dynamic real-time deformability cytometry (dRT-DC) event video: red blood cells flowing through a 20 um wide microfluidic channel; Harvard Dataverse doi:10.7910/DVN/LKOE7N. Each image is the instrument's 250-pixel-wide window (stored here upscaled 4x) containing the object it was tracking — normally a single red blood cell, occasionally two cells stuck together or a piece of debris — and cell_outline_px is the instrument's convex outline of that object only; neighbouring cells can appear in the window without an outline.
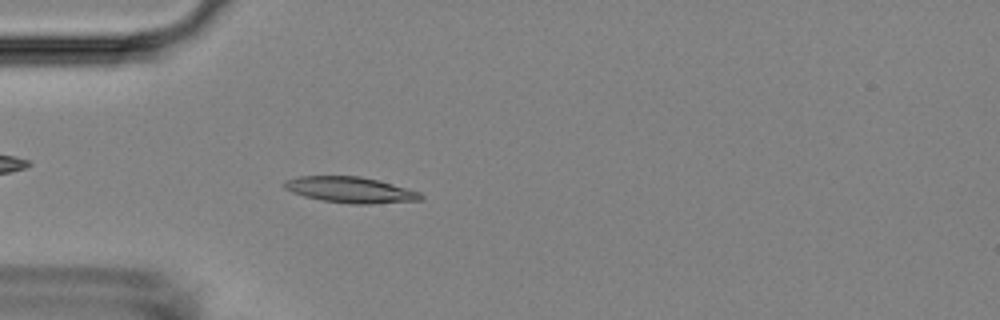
{"species": "Egyptian fruit bat (a non-hibernating species)", "species_latin": "Rousettus aegyptiacus", "temperature_condition": "room temperature", "stored_images_in_passage": 53, "camera_frame_rate_fps": 3000, "um_per_image_px": 0.085, "animal": {"sex": "female"}, "frame": {"image": 1, "passage_image": 15, "time_ms": 4.667, "image_size_px": [1000, 320], "cell_outline_px": [[424, 200], [368, 204], [348, 204], [320, 200], [304, 196], [292, 192], [284, 188], [280, 184], [284, 180], [300, 176], [360, 176], [392, 184], [420, 192], [424, 196]], "centroid_in_image_um": [29.75, 16.14], "position_along_channel_um": 55.3, "area_um2": 20.75}}
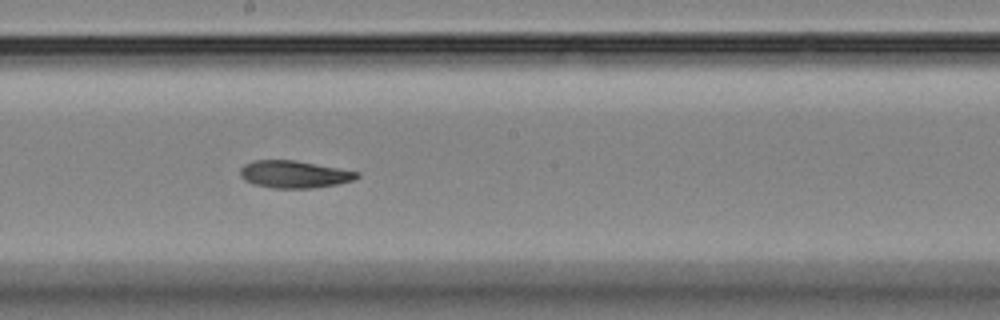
{"frame": {"image": 2, "passage_image": 29, "time_ms": 9.333, "image_size_px": [1000, 320], "cell_outline_px": [[360, 176], [352, 180], [336, 184], [312, 188], [272, 188], [252, 184], [244, 180], [240, 176], [240, 168], [244, 164], [252, 160], [292, 160], [360, 172]], "centroid_in_image_um": [24.95, 14.82], "position_along_channel_um": 223.3, "area_um2": 18.5}}
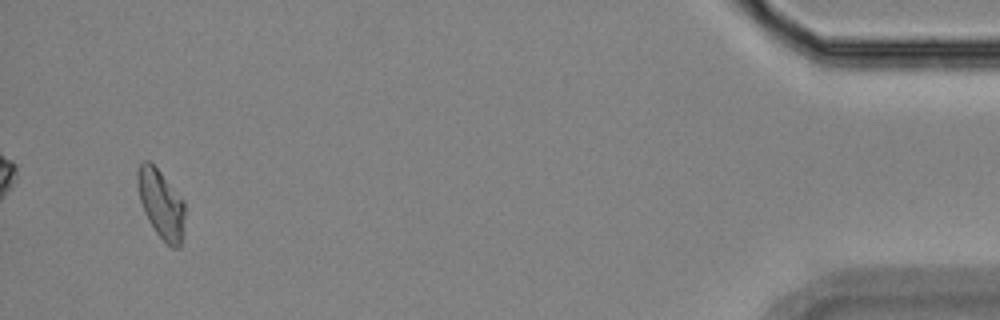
{"frame": {"image": 3, "passage_image": 51, "time_ms": 16.667, "image_size_px": [1000, 320], "cell_outline_px": [[184, 232], [180, 248], [172, 248], [156, 232], [148, 220], [144, 212], [140, 200], [136, 184], [136, 172], [140, 164], [144, 160], [148, 160], [160, 172], [184, 200]], "centroid_in_image_um": [13.69, 17.34], "position_along_channel_um": 421.5, "area_um2": 19.02}, "authors_computed_cell_mechanics": {"area_um2": 18.9006, "velocity_mm_per_s": 3.7198, "shape_relaxation_time_tau1_ms": 10.1532, "shape_relaxation_time_tau2_ms": null, "deformation_change_tau1": 0.2452, "deformation_change_tau2": null}}